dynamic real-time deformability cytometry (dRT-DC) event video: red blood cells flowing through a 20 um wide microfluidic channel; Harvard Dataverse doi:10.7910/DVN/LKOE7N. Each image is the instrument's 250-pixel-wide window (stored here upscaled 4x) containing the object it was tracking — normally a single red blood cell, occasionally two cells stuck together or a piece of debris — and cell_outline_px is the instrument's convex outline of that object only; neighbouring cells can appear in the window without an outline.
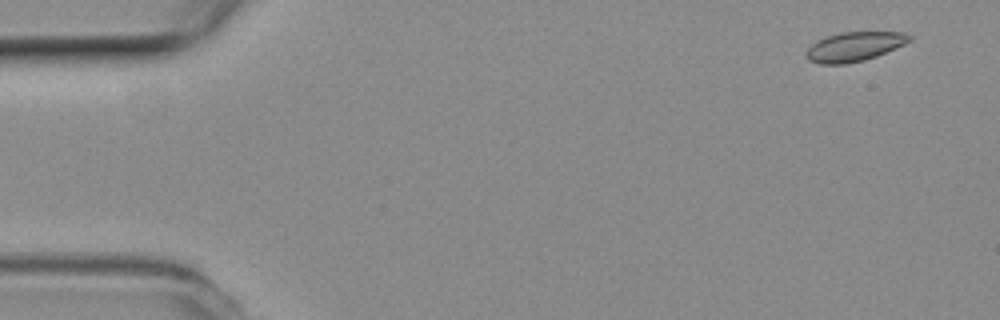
{"species": "common noctule bat (a hibernating species)", "species_latin": "Nyctalus noctula", "temperature_condition": "room temperature", "stored_images_in_passage": 52, "camera_frame_rate_fps": 3000, "um_per_image_px": 0.085, "animal": {"sex": "female", "body_mass_g": 19.3, "forearm_length_mm": 54.1}, "frame": {"image": 1, "passage_image": 1, "time_ms": 0.0, "image_size_px": [1000, 320], "cell_outline_px": [[912, 40], [904, 44], [876, 56], [864, 60], [844, 64], [820, 64], [808, 60], [808, 48], [816, 40], [840, 32], [904, 32], [912, 36]], "centroid_in_image_um": [72.64, 3.95], "position_along_channel_um": 12.4, "area_um2": 17.46}}
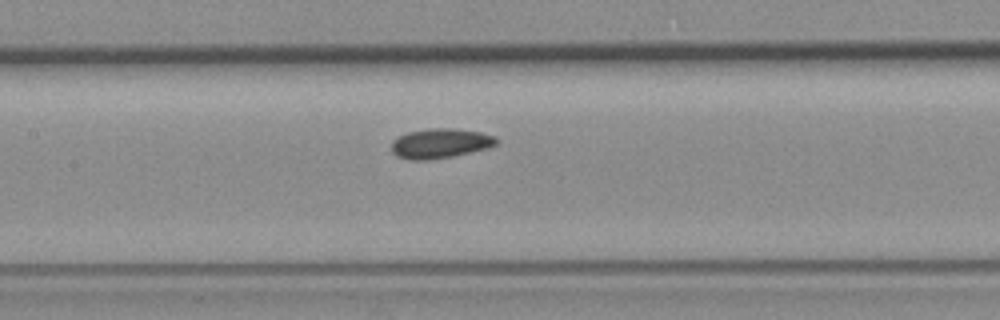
{"frame": {"image": 2, "passage_image": 23, "time_ms": 7.333, "image_size_px": [1000, 320], "cell_outline_px": [[496, 144], [488, 148], [452, 156], [428, 160], [408, 160], [396, 156], [392, 152], [392, 140], [408, 132], [428, 128], [452, 128], [480, 132], [496, 136]], "centroid_in_image_um": [37.39, 12.19], "position_along_channel_um": 170.0, "area_um2": 18.15}}
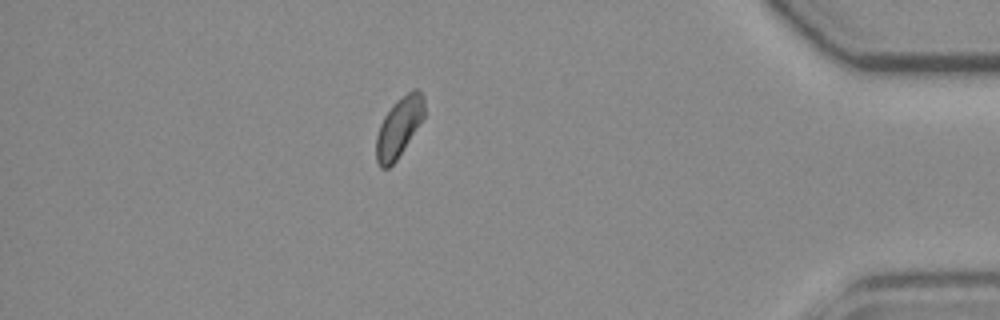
{"frame": {"image": 3, "passage_image": 45, "time_ms": 14.667, "image_size_px": [1000, 320], "cell_outline_px": [[424, 116], [396, 160], [388, 168], [380, 168], [376, 160], [376, 136], [380, 124], [384, 116], [392, 104], [396, 100], [408, 92], [416, 88], [424, 96]], "centroid_in_image_um": [33.88, 10.8], "position_along_channel_um": 401.3, "area_um2": 16.47}}